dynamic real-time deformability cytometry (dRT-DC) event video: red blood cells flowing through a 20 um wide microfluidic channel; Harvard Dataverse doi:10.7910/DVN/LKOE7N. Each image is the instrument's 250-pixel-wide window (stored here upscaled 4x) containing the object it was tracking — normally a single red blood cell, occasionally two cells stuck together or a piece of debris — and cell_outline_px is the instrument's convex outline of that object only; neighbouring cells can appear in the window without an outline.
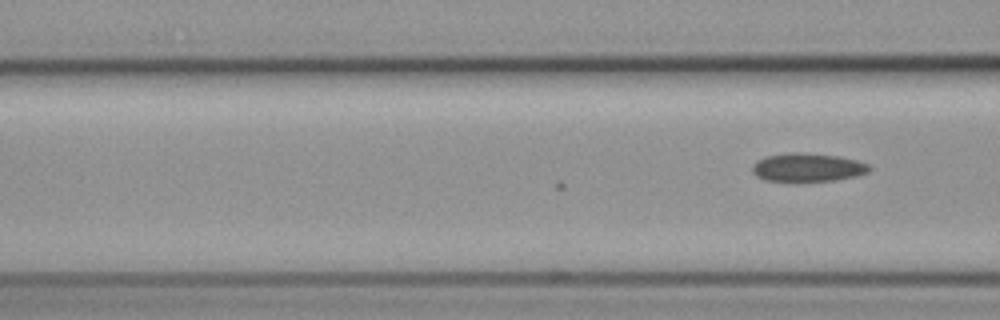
{"species": "common noctule bat (a hibernating species)", "species_latin": "Nyctalus noctula", "temperature_condition": "cold", "stored_images_in_passage": 4, "camera_frame_rate_fps": 3000, "um_per_image_px": 0.085, "animal": {"sex": "female", "body_mass_g": 19.3, "forearm_length_mm": 54.1}, "frame": {"image": 1, "passage_image": 4, "time_ms": 1.0, "image_size_px": [1000, 320], "cell_outline_px": [[872, 168], [868, 172], [856, 176], [836, 180], [764, 180], [756, 176], [752, 172], [752, 164], [756, 160], [764, 156], [792, 152], [804, 152], [840, 156], [856, 160], [868, 164]], "centroid_in_image_um": [68.63, 14.2], "position_along_channel_um": 98.0, "area_um2": 19.36}}